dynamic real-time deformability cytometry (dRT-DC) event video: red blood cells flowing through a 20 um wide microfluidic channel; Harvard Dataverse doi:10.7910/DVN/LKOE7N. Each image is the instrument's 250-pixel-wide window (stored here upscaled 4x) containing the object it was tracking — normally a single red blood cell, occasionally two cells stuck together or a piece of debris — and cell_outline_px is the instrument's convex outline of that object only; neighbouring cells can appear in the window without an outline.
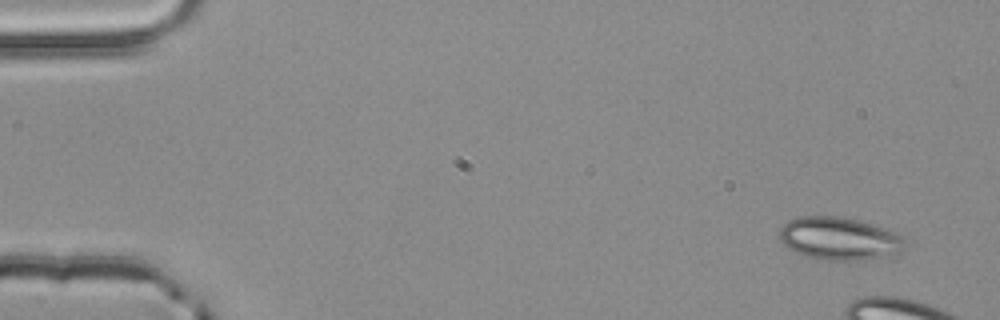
{"species": "common noctule bat (a hibernating species)", "species_latin": "Nyctalus noctula", "temperature_condition": "room temperature", "stored_images_in_passage": 4, "camera_frame_rate_fps": 3000, "um_per_image_px": 0.085, "animal": {"sex": "male", "body_mass_g": 20.4}, "frame": {"image": 1, "passage_image": 1, "time_ms": 0.0, "image_size_px": [1000, 320], "cell_outline_px": [[904, 248], [900, 252], [860, 260], [828, 260], [804, 256], [796, 252], [784, 244], [780, 240], [780, 228], [788, 220], [800, 216], [836, 216], [856, 220], [872, 224], [896, 232], [904, 236]], "centroid_in_image_um": [71.32, 20.27], "position_along_channel_um": 13.7, "area_um2": 30.98}}